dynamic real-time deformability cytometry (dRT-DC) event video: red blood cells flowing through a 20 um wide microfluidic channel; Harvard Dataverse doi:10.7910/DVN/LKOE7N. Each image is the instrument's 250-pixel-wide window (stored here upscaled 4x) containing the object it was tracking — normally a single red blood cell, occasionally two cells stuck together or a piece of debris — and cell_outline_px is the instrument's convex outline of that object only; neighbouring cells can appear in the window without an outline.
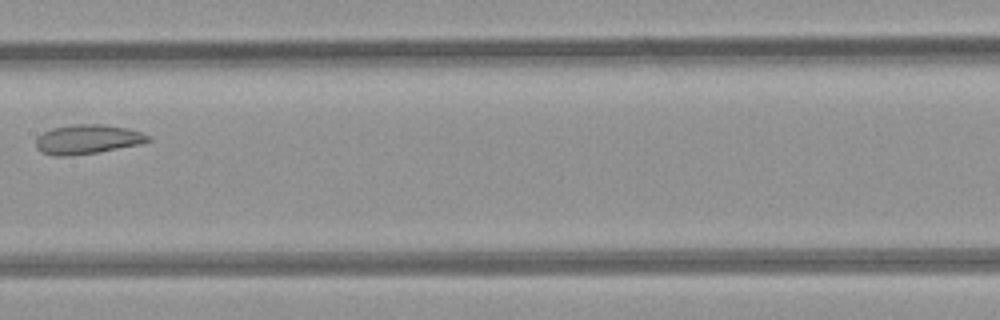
{"species": "common noctule bat (a hibernating species)", "species_latin": "Nyctalus noctula", "temperature_condition": "room temperature", "stored_images_in_passage": 4, "camera_frame_rate_fps": 3000, "um_per_image_px": 0.085, "animal": {"sex": "female", "body_mass_g": 21.9}, "frame": {"image": 1, "passage_image": 4, "time_ms": 3.333, "image_size_px": [1000, 320], "cell_outline_px": [[152, 140], [140, 144], [96, 152], [68, 156], [52, 156], [40, 152], [36, 148], [36, 140], [44, 132], [52, 128], [80, 124], [104, 124], [128, 128], [144, 132], [152, 136]], "centroid_in_image_um": [7.48, 11.84], "position_along_channel_um": 199.9, "area_um2": 19.25}}